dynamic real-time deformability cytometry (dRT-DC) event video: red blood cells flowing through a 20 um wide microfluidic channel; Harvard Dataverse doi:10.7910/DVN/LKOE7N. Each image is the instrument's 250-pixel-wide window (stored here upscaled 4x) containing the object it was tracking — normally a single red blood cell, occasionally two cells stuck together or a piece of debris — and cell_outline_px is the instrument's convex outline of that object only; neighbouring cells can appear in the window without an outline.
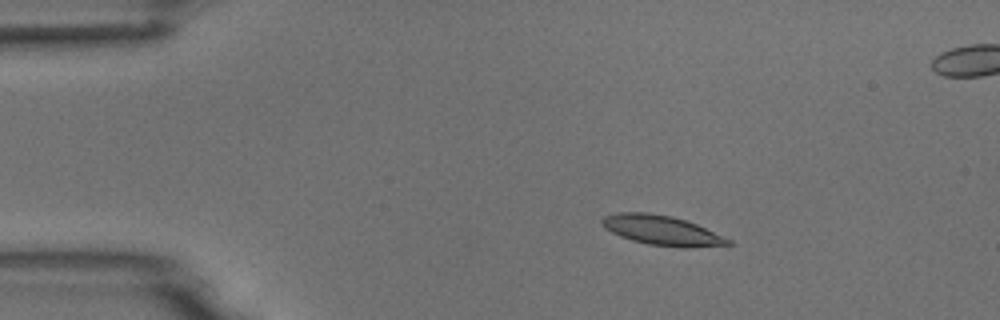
{"species": "common noctule bat (a hibernating species)", "species_latin": "Nyctalus noctula", "temperature_condition": "room temperature", "stored_images_in_passage": 6, "camera_frame_rate_fps": 3000, "um_per_image_px": 0.085, "animal": {"sex": "male", "body_mass_g": 18.8}, "frame": {"image": 1, "passage_image": 3, "time_ms": 3.0, "image_size_px": [1000, 320], "cell_outline_px": [[732, 244], [692, 248], [680, 248], [648, 244], [632, 240], [620, 236], [604, 228], [600, 224], [600, 220], [604, 216], [616, 212], [648, 212], [672, 216], [696, 224], [732, 240]], "centroid_in_image_um": [56.22, 19.58], "position_along_channel_um": 28.8, "area_um2": 21.96}}